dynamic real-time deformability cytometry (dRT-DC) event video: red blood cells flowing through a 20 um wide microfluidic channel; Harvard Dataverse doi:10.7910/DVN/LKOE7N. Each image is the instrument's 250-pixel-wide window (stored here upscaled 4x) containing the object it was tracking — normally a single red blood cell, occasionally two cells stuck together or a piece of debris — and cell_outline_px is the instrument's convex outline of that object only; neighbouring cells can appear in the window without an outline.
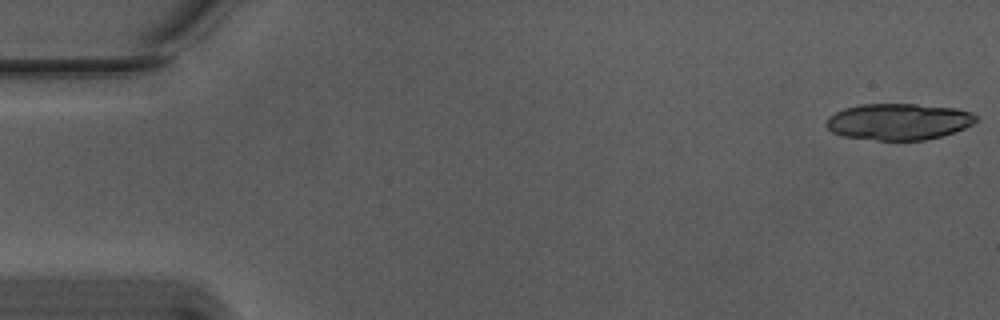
{"species": "Egyptian fruit bat (a non-hibernating species)", "species_latin": "Rousettus aegyptiacus", "temperature_condition": "warm", "stored_images_in_passage": 20, "camera_frame_rate_fps": 3000, "um_per_image_px": 0.085, "animal": {"sex": "male"}, "frame": {"image": 1, "passage_image": 1, "time_ms": 0.0, "image_size_px": [1000, 320], "cell_outline_px": [[976, 120], [972, 124], [964, 128], [940, 136], [924, 140], [876, 140], [844, 136], [832, 132], [828, 128], [828, 116], [844, 108], [860, 104], [916, 104], [956, 108], [972, 112], [976, 116]], "centroid_in_image_um": [76.38, 10.33], "position_along_channel_um": 8.6, "area_um2": 31.56}}